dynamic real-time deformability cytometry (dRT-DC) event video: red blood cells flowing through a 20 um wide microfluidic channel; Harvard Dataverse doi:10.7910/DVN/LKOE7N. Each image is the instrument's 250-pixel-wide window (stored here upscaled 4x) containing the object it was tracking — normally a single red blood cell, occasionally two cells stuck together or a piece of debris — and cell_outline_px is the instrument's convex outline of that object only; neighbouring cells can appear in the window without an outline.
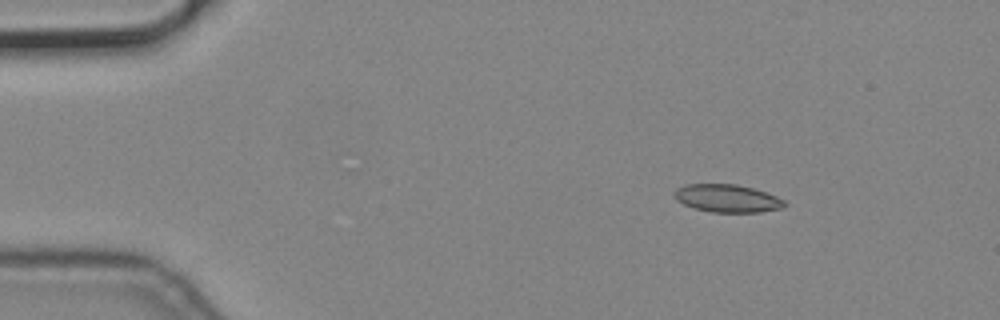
{"species": "common noctule bat (a hibernating species)", "species_latin": "Nyctalus noctula", "temperature_condition": "cold", "stored_images_in_passage": 7, "camera_frame_rate_fps": 3000, "um_per_image_px": 0.085, "animal": {"sex": "male", "body_mass_g": 19.2, "forearm_length_mm": 51.8}, "frame": {"image": 1, "passage_image": 3, "time_ms": 0.667, "image_size_px": [1000, 320], "cell_outline_px": [[788, 204], [780, 208], [760, 212], [712, 212], [696, 208], [684, 204], [676, 200], [672, 192], [676, 188], [684, 184], [736, 184], [752, 188], [776, 196], [784, 200]], "centroid_in_image_um": [61.78, 16.85], "position_along_channel_um": 23.2, "area_um2": 17.8}}
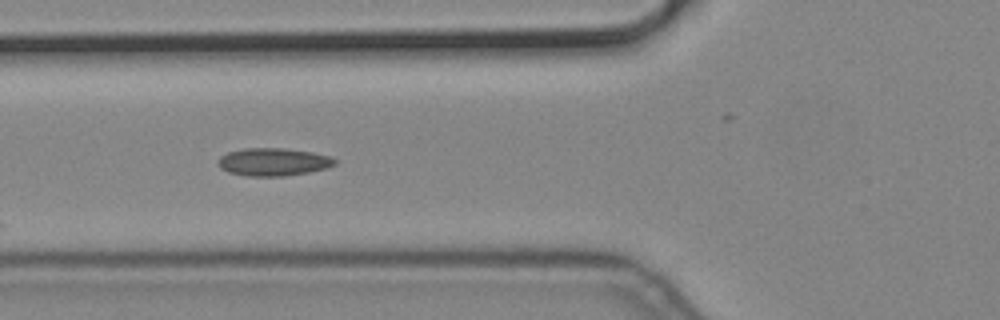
{"frame": {"image": 2, "passage_image": 6, "time_ms": 1.667, "image_size_px": [1000, 320], "cell_outline_px": [[336, 164], [328, 168], [308, 172], [284, 176], [248, 176], [228, 172], [220, 168], [216, 164], [220, 156], [228, 152], [244, 148], [284, 148], [312, 152], [332, 156], [336, 160]], "centroid_in_image_um": [23.23, 13.76], "position_along_channel_um": 102.6, "area_um2": 19.07}}
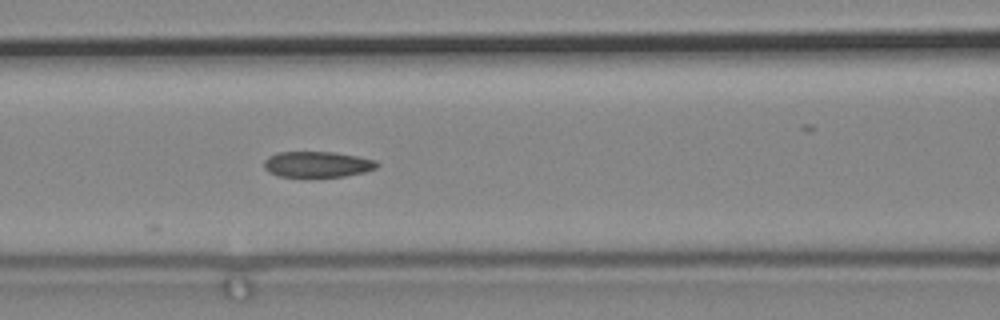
{"frame": {"image": 3, "passage_image": 7, "time_ms": 2.0, "image_size_px": [1000, 320], "cell_outline_px": [[380, 164], [376, 168], [364, 172], [344, 176], [276, 176], [268, 172], [264, 168], [264, 160], [268, 156], [276, 152], [336, 152], [376, 160]], "centroid_in_image_um": [26.95, 13.96], "position_along_channel_um": 139.6, "area_um2": 16.99}}